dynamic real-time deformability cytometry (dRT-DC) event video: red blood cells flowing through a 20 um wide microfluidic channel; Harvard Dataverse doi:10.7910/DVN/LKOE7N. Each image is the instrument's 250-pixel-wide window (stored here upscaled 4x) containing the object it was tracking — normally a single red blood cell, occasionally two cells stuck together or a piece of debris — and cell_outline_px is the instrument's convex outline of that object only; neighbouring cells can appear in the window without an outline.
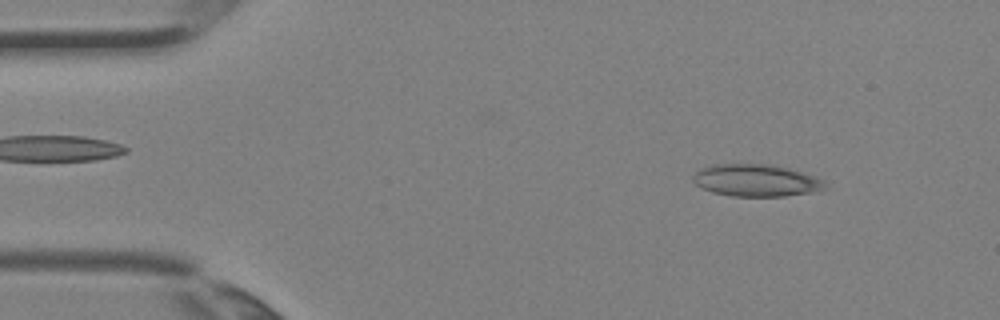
{"species": "Egyptian fruit bat (a non-hibernating species)", "species_latin": "Rousettus aegyptiacus", "temperature_condition": "room temperature", "stored_images_in_passage": 3, "camera_frame_rate_fps": 3000, "um_per_image_px": 0.085, "animal": {"sex": "female"}, "frame": {"image": 1, "passage_image": 1, "time_ms": 0.0, "image_size_px": [1000, 320], "cell_outline_px": [[828, 188], [816, 192], [784, 196], [732, 196], [712, 192], [696, 184], [692, 180], [692, 176], [700, 168], [712, 164], [776, 164], [804, 172], [816, 176], [824, 180]], "centroid_in_image_um": [64.33, 15.32], "position_along_channel_um": 20.7, "area_um2": 25.14}}
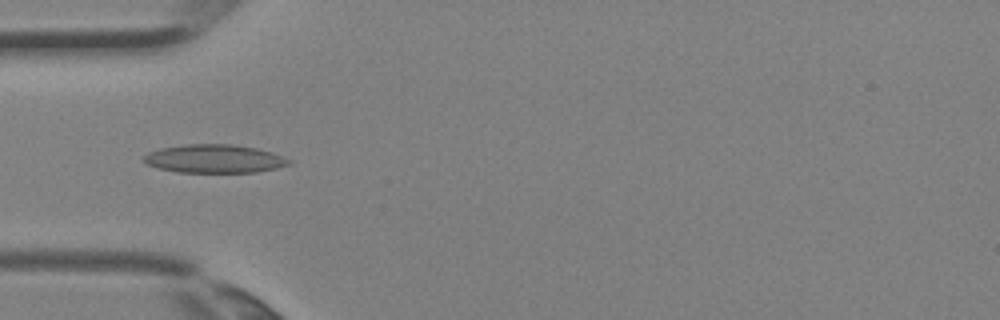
{"frame": {"image": 2, "passage_image": 3, "time_ms": 0.667, "image_size_px": [1000, 320], "cell_outline_px": [[292, 164], [276, 168], [256, 172], [176, 172], [160, 168], [148, 164], [140, 160], [148, 152], [160, 148], [184, 144], [232, 144], [256, 148], [272, 152], [292, 160]], "centroid_in_image_um": [18.22, 13.49], "position_along_channel_um": 66.8, "area_um2": 24.1}}